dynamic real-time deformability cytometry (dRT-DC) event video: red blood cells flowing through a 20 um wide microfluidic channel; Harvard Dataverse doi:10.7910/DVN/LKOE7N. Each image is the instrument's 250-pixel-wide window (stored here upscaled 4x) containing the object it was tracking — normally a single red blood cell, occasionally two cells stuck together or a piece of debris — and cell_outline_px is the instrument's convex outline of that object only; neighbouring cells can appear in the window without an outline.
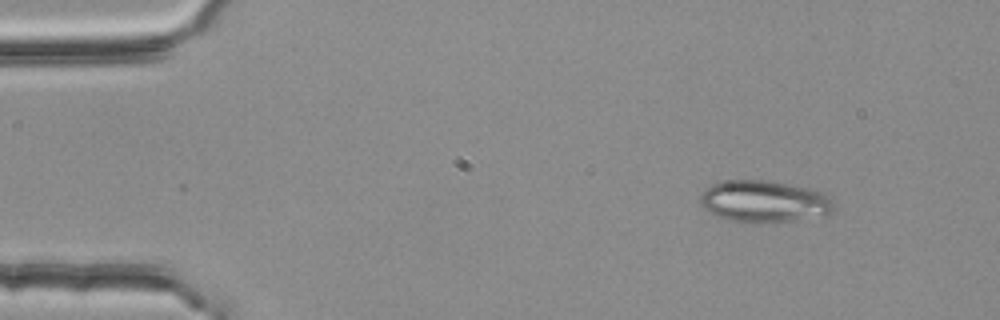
{"species": "common noctule bat (a hibernating species)", "species_latin": "Nyctalus noctula", "temperature_condition": "room temperature", "stored_images_in_passage": 4, "camera_frame_rate_fps": 3000, "um_per_image_px": 0.085, "animal": {"sex": "female", "body_mass_g": 25.1}, "frame": {"image": 1, "passage_image": 1, "time_ms": 0.0, "image_size_px": [1000, 320], "cell_outline_px": [[836, 208], [832, 212], [792, 220], [728, 220], [716, 216], [708, 212], [700, 204], [700, 196], [712, 184], [728, 180], [764, 180], [808, 188], [824, 192], [828, 196]], "centroid_in_image_um": [64.92, 17.08], "position_along_channel_um": 20.1, "area_um2": 31.44}}